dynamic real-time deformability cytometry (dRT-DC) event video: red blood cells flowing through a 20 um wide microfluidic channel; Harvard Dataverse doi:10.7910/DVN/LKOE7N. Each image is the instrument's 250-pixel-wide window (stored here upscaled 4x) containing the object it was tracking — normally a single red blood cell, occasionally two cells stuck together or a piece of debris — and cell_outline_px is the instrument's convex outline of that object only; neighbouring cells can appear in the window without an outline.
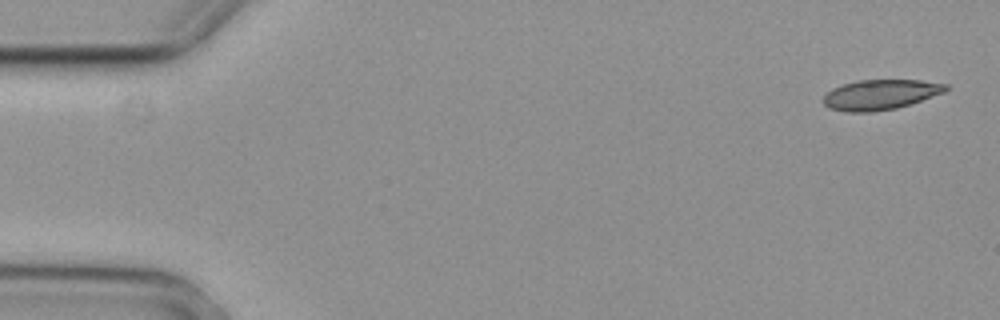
{"species": "common noctule bat (a hibernating species)", "species_latin": "Nyctalus noctula", "temperature_condition": "cold", "stored_images_in_passage": 4, "camera_frame_rate_fps": 3000, "um_per_image_px": 0.085, "animal": {"sex": "female", "body_mass_g": 29.2, "forearm_length_mm": 56.3}, "frame": {"image": 1, "passage_image": 1, "time_ms": 0.0, "image_size_px": [1000, 320], "cell_outline_px": [[948, 88], [944, 92], [896, 108], [872, 112], [844, 112], [828, 108], [820, 100], [832, 88], [844, 84], [860, 80], [920, 80], [948, 84]], "centroid_in_image_um": [74.78, 8.05], "position_along_channel_um": 10.2, "area_um2": 21.39}}
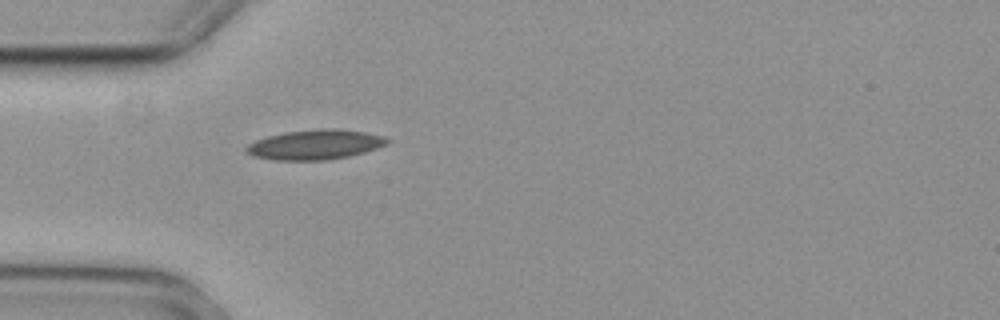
{"frame": {"image": 2, "passage_image": 4, "time_ms": 1.0, "image_size_px": [1000, 320], "cell_outline_px": [[392, 140], [388, 144], [364, 152], [348, 156], [324, 160], [272, 160], [252, 156], [244, 152], [244, 148], [248, 144], [256, 140], [268, 136], [284, 132], [320, 128], [336, 128], [364, 132], [384, 136]], "centroid_in_image_um": [26.76, 12.29], "position_along_channel_um": 58.2, "area_um2": 24.68}}